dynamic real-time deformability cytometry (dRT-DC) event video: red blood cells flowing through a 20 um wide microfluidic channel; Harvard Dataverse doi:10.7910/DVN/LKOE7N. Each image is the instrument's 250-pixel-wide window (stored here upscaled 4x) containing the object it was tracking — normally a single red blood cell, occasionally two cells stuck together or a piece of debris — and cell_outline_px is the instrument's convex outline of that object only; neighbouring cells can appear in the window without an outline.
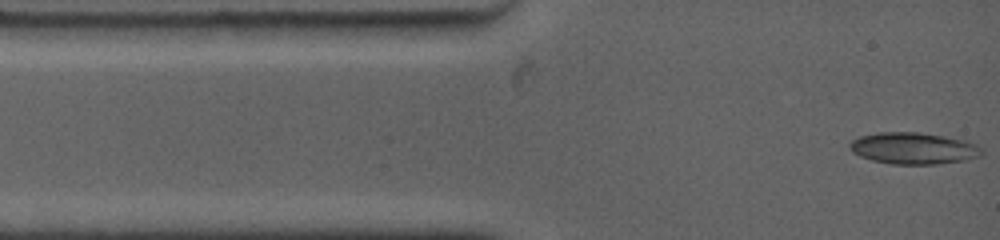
{"species": "common noctule bat (a hibernating species)", "species_latin": "Nyctalus noctula", "temperature_condition": "warm", "stored_images_in_passage": 70, "camera_frame_rate_fps": 4500, "um_per_image_px": 0.085, "animal": {"sex": "female", "body_mass_g": 19.0, "forearm_length_mm": 53.3}, "frame": {"image": 1, "passage_image": 1, "time_ms": 0.0, "image_size_px": [1000, 240], "cell_outline_px": [[984, 152], [980, 156], [964, 160], [936, 164], [892, 164], [872, 160], [860, 156], [852, 152], [848, 148], [848, 144], [852, 140], [860, 136], [880, 132], [916, 132], [944, 136], [976, 144]], "centroid_in_image_um": [77.6, 12.61], "position_along_channel_um": 7.4, "area_um2": 24.16}}
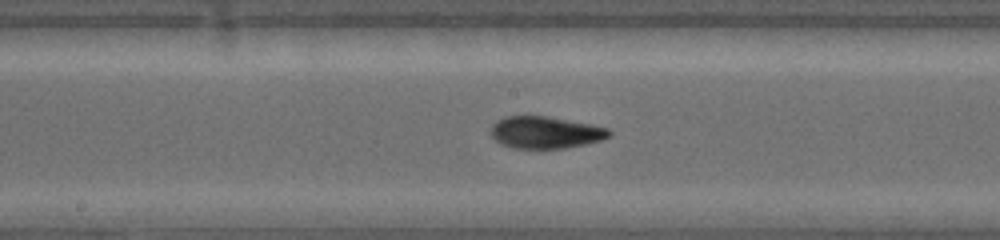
{"frame": {"image": 2, "passage_image": 31, "time_ms": 6.222, "image_size_px": [1000, 240], "cell_outline_px": [[612, 136], [600, 140], [568, 148], [512, 148], [500, 144], [488, 132], [492, 124], [496, 120], [504, 116], [548, 116], [592, 124], [608, 128], [612, 132]], "centroid_in_image_um": [46.34, 11.25], "position_along_channel_um": 201.9, "area_um2": 22.37}}
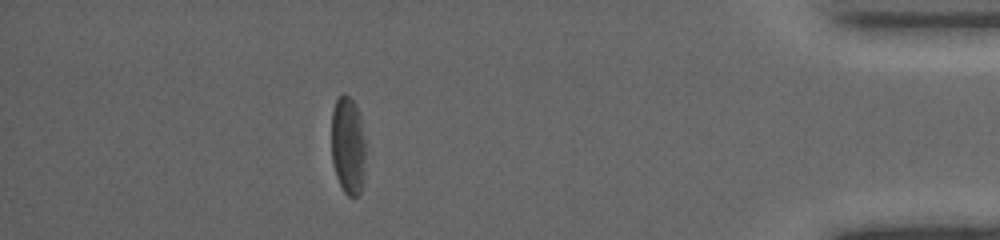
{"frame": {"image": 3, "passage_image": 60, "time_ms": 13.111, "image_size_px": [1000, 240], "cell_outline_px": [[364, 164], [360, 192], [356, 196], [348, 196], [344, 192], [336, 176], [332, 160], [332, 112], [336, 100], [344, 92], [356, 104], [360, 112], [364, 140]], "centroid_in_image_um": [29.57, 12.32], "position_along_channel_um": 405.6, "area_um2": 19.31}, "authors_computed_cell_mechanics": {"area_um2": 22.253, "velocity_mm_per_s": 3.796, "shape_relaxation_time_tau1_ms": 6.0686, "shape_relaxation_time_tau2_ms": 3.496, "deformation_change_tau1": 0.1556, "deformation_change_tau2": 0.1034}}